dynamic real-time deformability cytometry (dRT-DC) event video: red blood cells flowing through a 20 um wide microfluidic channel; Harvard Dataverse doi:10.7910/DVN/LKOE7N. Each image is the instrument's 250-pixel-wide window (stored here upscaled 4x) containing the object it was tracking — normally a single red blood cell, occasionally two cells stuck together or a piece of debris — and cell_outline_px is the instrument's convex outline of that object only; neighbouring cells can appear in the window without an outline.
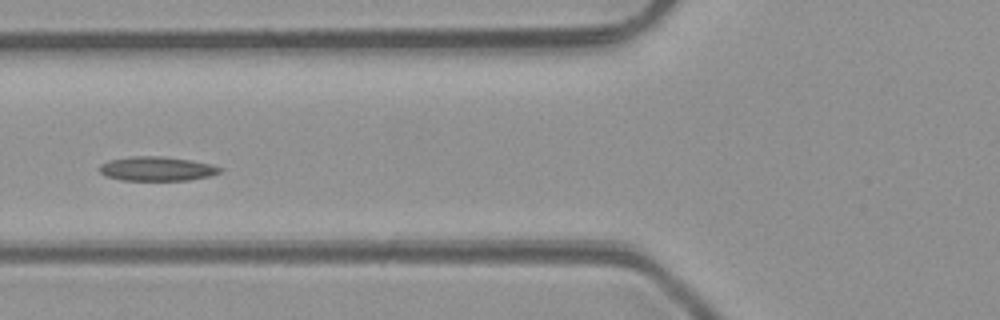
{"species": "common noctule bat (a hibernating species)", "species_latin": "Nyctalus noctula", "temperature_condition": "room temperature", "stored_images_in_passage": 5, "camera_frame_rate_fps": 3000, "um_per_image_px": 0.085, "animal": {"sex": "male", "body_mass_g": 23.1, "forearm_length_mm": 52.7}, "frame": {"image": 1, "passage_image": 5, "time_ms": 4.667, "image_size_px": [1000, 320], "cell_outline_px": [[224, 168], [220, 172], [208, 176], [188, 180], [120, 180], [104, 176], [100, 172], [100, 164], [108, 160], [132, 156], [160, 156], [192, 160], [212, 164]], "centroid_in_image_um": [13.32, 14.34], "position_along_channel_um": 112.5, "area_um2": 17.11}}